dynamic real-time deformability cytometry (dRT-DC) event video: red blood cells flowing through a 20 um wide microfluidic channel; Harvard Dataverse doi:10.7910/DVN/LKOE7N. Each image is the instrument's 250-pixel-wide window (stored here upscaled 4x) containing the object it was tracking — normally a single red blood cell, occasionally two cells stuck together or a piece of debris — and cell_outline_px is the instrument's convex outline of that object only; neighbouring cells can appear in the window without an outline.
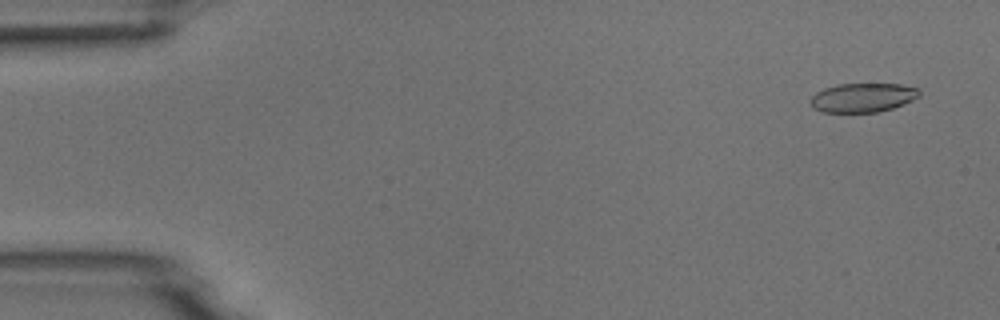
{"species": "common noctule bat (a hibernating species)", "species_latin": "Nyctalus noctula", "temperature_condition": "room temperature", "stored_images_in_passage": 53, "camera_frame_rate_fps": 3000, "um_per_image_px": 0.085, "animal": {"sex": "male", "body_mass_g": 18.8}, "frame": {"image": 1, "passage_image": 3, "time_ms": 0.667, "image_size_px": [1000, 320], "cell_outline_px": [[920, 96], [904, 104], [880, 112], [824, 112], [812, 108], [812, 96], [816, 92], [824, 88], [836, 84], [900, 84], [920, 88]], "centroid_in_image_um": [73.37, 8.29], "position_along_channel_um": 11.6, "area_um2": 18.5}}
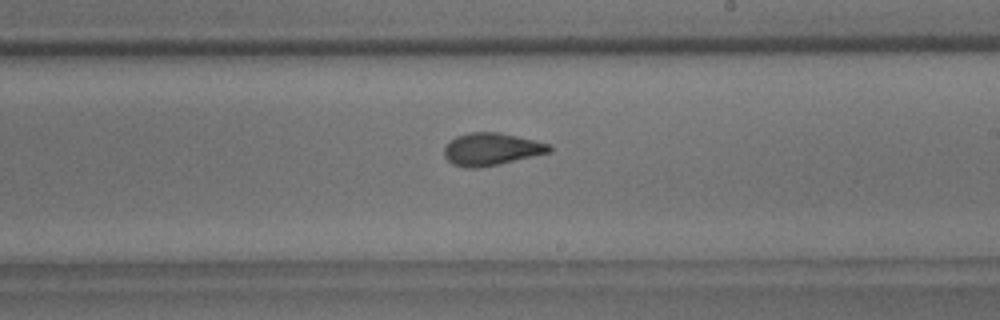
{"frame": {"image": 2, "passage_image": 31, "time_ms": 10.0, "image_size_px": [1000, 320], "cell_outline_px": [[552, 152], [500, 164], [480, 168], [464, 168], [452, 164], [444, 156], [444, 148], [456, 136], [472, 132], [500, 132], [548, 144], [552, 148]], "centroid_in_image_um": [41.76, 12.7], "position_along_channel_um": 247.2, "area_um2": 19.83}}
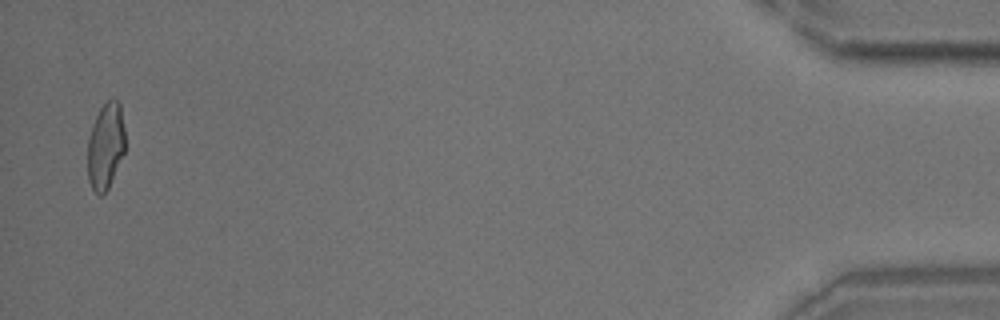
{"frame": {"image": 3, "passage_image": 52, "time_ms": 17.0, "image_size_px": [1000, 320], "cell_outline_px": [[124, 152], [108, 188], [100, 196], [92, 188], [88, 180], [88, 140], [92, 124], [100, 108], [112, 96], [120, 104], [124, 128]], "centroid_in_image_um": [8.97, 12.38], "position_along_channel_um": 426.2, "area_um2": 18.67}}